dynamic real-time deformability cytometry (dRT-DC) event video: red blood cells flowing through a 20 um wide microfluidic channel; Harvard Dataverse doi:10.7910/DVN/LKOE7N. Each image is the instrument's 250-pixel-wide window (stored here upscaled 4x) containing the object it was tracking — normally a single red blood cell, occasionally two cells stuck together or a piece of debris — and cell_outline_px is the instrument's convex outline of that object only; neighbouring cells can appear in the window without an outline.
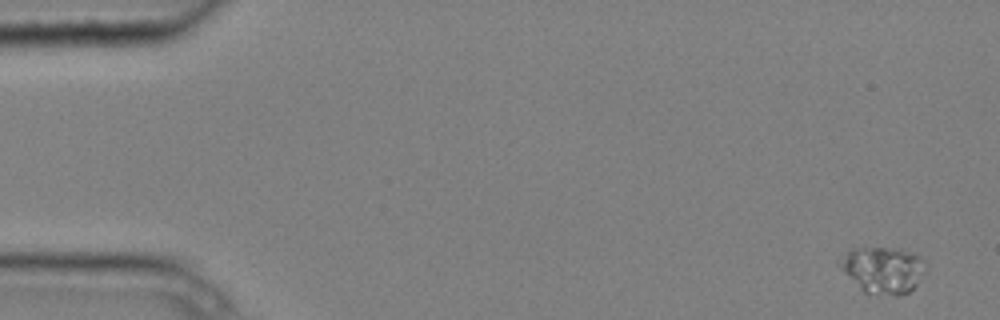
{"species": "common noctule bat (a hibernating species)", "species_latin": "Nyctalus noctula", "temperature_condition": "cold", "stored_images_in_passage": 4, "camera_frame_rate_fps": 3000, "um_per_image_px": 0.085, "animal": {"sex": "male", "body_mass_g": 20.4}, "frame": {"image": 1, "passage_image": 1, "time_ms": 0.0, "image_size_px": [1000, 320], "cell_outline_px": [[924, 272], [916, 284], [908, 292], [896, 296], [864, 292], [836, 264], [836, 260], [844, 252], [856, 248], [900, 248], [916, 252], [924, 260]], "centroid_in_image_um": [75.03, 22.9], "position_along_channel_um": 10.0, "area_um2": 23.41}}
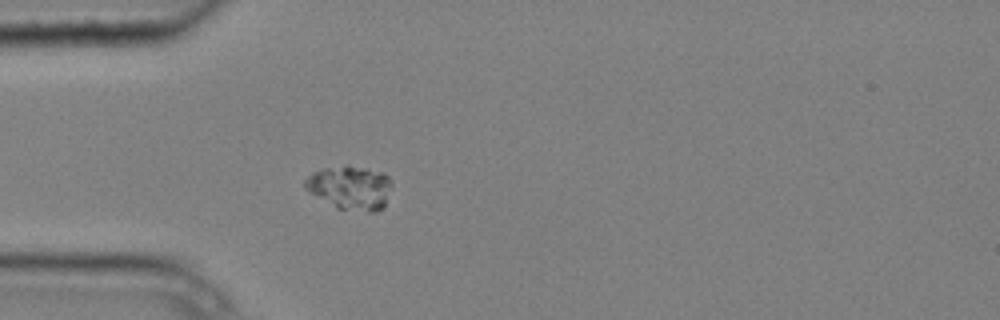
{"frame": {"image": 2, "passage_image": 4, "time_ms": 1.0, "image_size_px": [1000, 320], "cell_outline_px": [[392, 188], [384, 204], [376, 212], [368, 212], [336, 208], [308, 192], [304, 188], [304, 180], [312, 172], [324, 168], [348, 164], [384, 172], [388, 176], [392, 184]], "centroid_in_image_um": [29.76, 15.93], "position_along_channel_um": 55.2, "area_um2": 22.48}}